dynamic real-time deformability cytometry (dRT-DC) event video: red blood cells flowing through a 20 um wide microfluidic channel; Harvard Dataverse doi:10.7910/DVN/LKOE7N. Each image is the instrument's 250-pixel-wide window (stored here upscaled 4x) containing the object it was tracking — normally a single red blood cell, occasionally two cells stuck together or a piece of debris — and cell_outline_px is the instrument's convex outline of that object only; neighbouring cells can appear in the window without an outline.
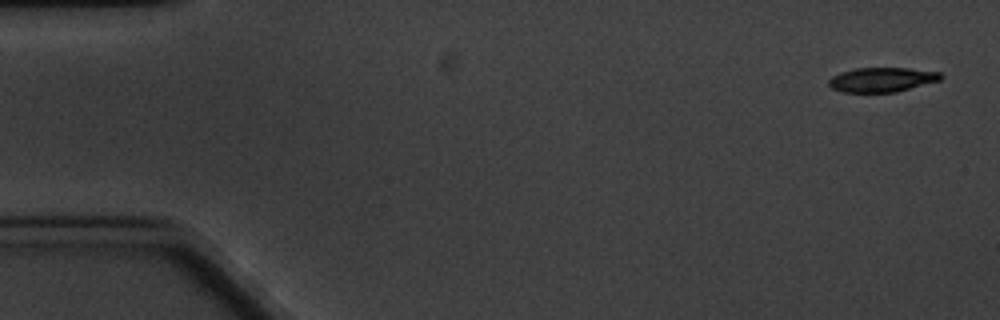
{"species": "common noctule bat (a hibernating species)", "species_latin": "Nyctalus noctula", "temperature_condition": "cold", "stored_images_in_passage": 12, "camera_frame_rate_fps": 3000, "um_per_image_px": 0.085, "animal": {"sex": "male", "body_mass_g": 20.1, "forearm_length_mm": 53.5}, "frame": {"image": 1, "passage_image": 1, "time_ms": 0.0, "image_size_px": [1000, 320], "cell_outline_px": [[944, 76], [940, 80], [896, 92], [840, 92], [832, 88], [828, 84], [828, 80], [832, 76], [840, 72], [856, 68], [908, 68], [940, 72]], "centroid_in_image_um": [74.95, 6.77], "position_along_channel_um": 10.1, "area_um2": 16.01}}